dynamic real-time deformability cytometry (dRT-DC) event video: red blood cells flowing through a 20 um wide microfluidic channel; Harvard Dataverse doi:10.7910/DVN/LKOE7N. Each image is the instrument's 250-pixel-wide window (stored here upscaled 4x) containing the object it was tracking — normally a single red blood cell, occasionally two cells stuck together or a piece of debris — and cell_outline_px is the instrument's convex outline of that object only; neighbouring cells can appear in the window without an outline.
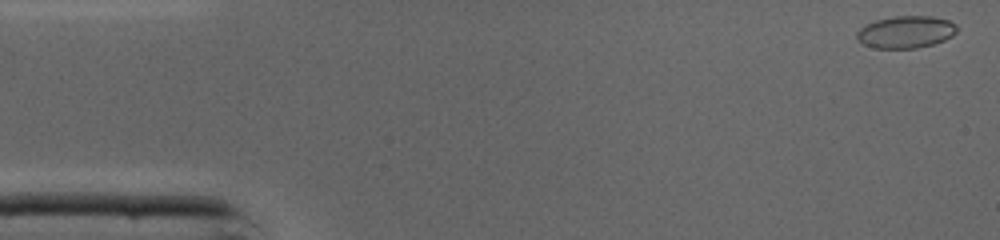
{"species": "common noctule bat (a hibernating species)", "species_latin": "Nyctalus noctula", "temperature_condition": "cold", "stored_images_in_passage": 45, "camera_frame_rate_fps": 3000, "um_per_image_px": 0.085, "animal": {"sex": "male", "body_mass_g": 19.0, "forearm_length_mm": 50.8}, "frame": {"image": 1, "passage_image": 1, "time_ms": 0.0, "image_size_px": [1000, 240], "cell_outline_px": [[956, 32], [952, 36], [944, 40], [932, 44], [916, 48], [876, 48], [864, 44], [856, 40], [856, 32], [860, 28], [876, 20], [892, 16], [932, 16], [948, 20], [956, 24]], "centroid_in_image_um": [76.98, 2.71], "position_along_channel_um": 8.0, "area_um2": 18.73}}
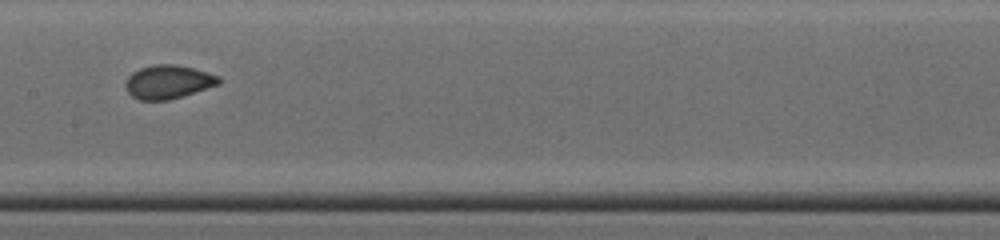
{"frame": {"image": 2, "passage_image": 22, "time_ms": 7.0, "image_size_px": [1000, 240], "cell_outline_px": [[220, 84], [168, 100], [140, 100], [132, 96], [128, 92], [124, 84], [128, 76], [132, 72], [140, 68], [152, 64], [176, 64], [192, 68], [220, 76]], "centroid_in_image_um": [14.27, 6.95], "position_along_channel_um": 193.1, "area_um2": 18.21}}
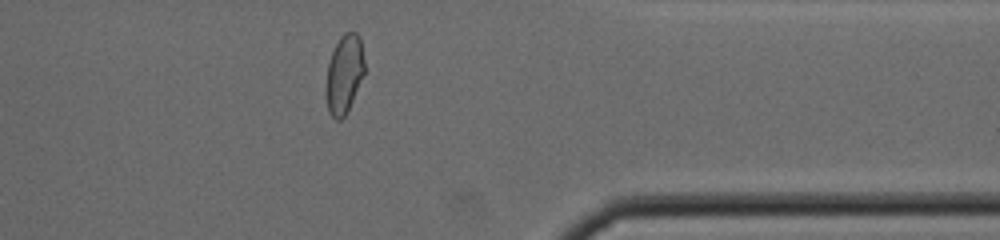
{"frame": {"image": 3, "passage_image": 36, "time_ms": 11.667, "image_size_px": [1000, 240], "cell_outline_px": [[364, 72], [352, 100], [344, 116], [340, 120], [336, 120], [328, 112], [328, 64], [332, 52], [340, 36], [344, 32], [356, 32], [360, 36], [364, 60]], "centroid_in_image_um": [29.29, 6.24], "position_along_channel_um": 382.1, "area_um2": 16.94}, "authors_computed_cell_mechanics": {"area_um2": 18.2648, "velocity_mm_per_s": 4.3721, "shape_relaxation_time_tau1_ms": 4.1665, "shape_relaxation_time_tau2_ms": null, "deformation_change_tau1": 0.1129, "deformation_change_tau2": null}}